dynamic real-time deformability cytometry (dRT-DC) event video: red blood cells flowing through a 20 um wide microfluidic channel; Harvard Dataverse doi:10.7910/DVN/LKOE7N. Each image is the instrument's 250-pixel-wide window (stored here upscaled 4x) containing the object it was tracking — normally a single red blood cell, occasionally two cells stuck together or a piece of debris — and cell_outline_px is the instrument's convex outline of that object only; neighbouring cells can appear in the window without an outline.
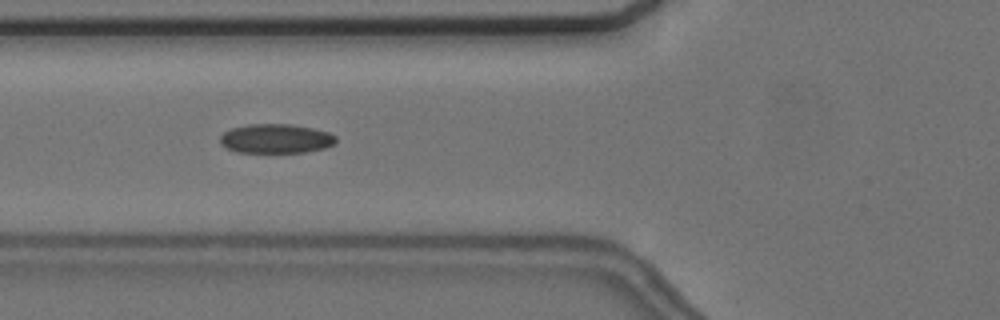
{"species": "common noctule bat (a hibernating species)", "species_latin": "Nyctalus noctula", "temperature_condition": "cold", "stored_images_in_passage": 9, "camera_frame_rate_fps": 3000, "um_per_image_px": 0.085, "animal": {"sex": "female", "body_mass_g": 24.6, "forearm_length_mm": 56.2}, "frame": {"image": 1, "passage_image": 6, "time_ms": 6.667, "image_size_px": [1000, 320], "cell_outline_px": [[336, 140], [332, 144], [324, 148], [304, 152], [236, 152], [220, 144], [220, 136], [224, 132], [232, 128], [248, 124], [288, 124], [312, 128], [328, 132], [336, 136]], "centroid_in_image_um": [23.42, 11.78], "position_along_channel_um": 102.4, "area_um2": 19.59}}